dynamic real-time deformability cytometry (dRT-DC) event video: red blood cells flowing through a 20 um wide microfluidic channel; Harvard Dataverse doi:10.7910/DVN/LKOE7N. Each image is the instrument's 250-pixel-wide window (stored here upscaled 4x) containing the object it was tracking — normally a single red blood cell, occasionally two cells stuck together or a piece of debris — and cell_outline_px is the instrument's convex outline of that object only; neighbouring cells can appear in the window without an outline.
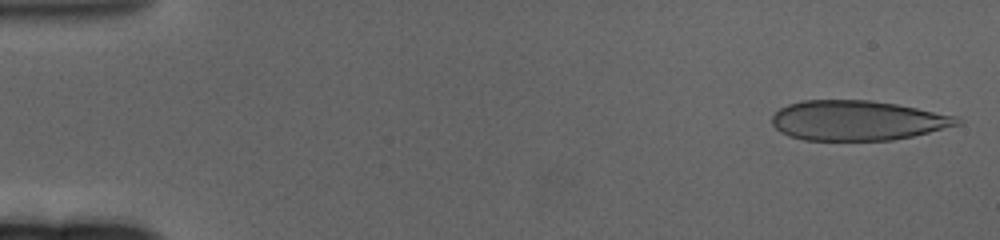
{"species": "human", "species_latin": "Homo sapiens", "temperature_condition": "cold", "stored_images_in_passage": 62, "camera_frame_rate_fps": 3000, "um_per_image_px": 0.085, "donor": {"sex": "female"}, "frame": {"image": 1, "passage_image": 2, "time_ms": 0.333, "image_size_px": [1000, 240], "cell_outline_px": [[948, 124], [924, 132], [908, 136], [884, 140], [808, 140], [784, 132], [772, 120], [776, 112], [792, 104], [812, 100], [860, 100], [892, 104], [912, 108], [944, 116]], "centroid_in_image_um": [72.61, 10.24], "position_along_channel_um": 12.4, "area_um2": 39.48}}
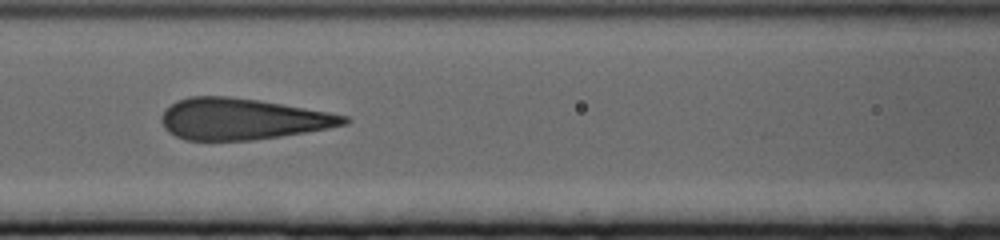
{"frame": {"image": 2, "passage_image": 27, "time_ms": 8.667, "image_size_px": [1000, 240], "cell_outline_px": [[348, 120], [340, 124], [320, 128], [272, 136], [236, 140], [192, 140], [180, 136], [172, 132], [164, 124], [164, 112], [172, 104], [180, 100], [204, 96], [212, 96], [252, 100], [276, 104], [344, 116]], "centroid_in_image_um": [20.47, 10.11], "position_along_channel_um": 146.1, "area_um2": 40.4}}
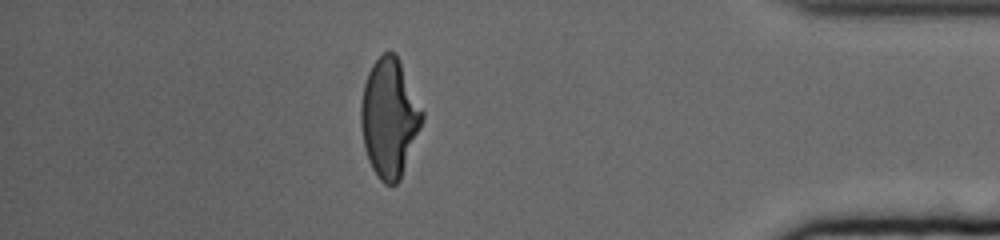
{"frame": {"image": 3, "passage_image": 54, "time_ms": 17.667, "image_size_px": [1000, 240], "cell_outline_px": [[420, 124], [400, 176], [396, 184], [388, 184], [376, 172], [368, 156], [364, 144], [364, 88], [368, 76], [376, 60], [384, 52], [392, 52], [396, 56], [400, 64], [420, 112]], "centroid_in_image_um": [33.08, 10.01], "position_along_channel_um": 402.1, "area_um2": 38.21}, "authors_computed_cell_mechanics": {"area_um2": 40.2288, "velocity_mm_per_s": 3.252, "shape_relaxation_time_tau1_ms": 8.1153, "shape_relaxation_time_tau2_ms": null, "deformation_change_tau1": 0.2473, "deformation_change_tau2": null}}